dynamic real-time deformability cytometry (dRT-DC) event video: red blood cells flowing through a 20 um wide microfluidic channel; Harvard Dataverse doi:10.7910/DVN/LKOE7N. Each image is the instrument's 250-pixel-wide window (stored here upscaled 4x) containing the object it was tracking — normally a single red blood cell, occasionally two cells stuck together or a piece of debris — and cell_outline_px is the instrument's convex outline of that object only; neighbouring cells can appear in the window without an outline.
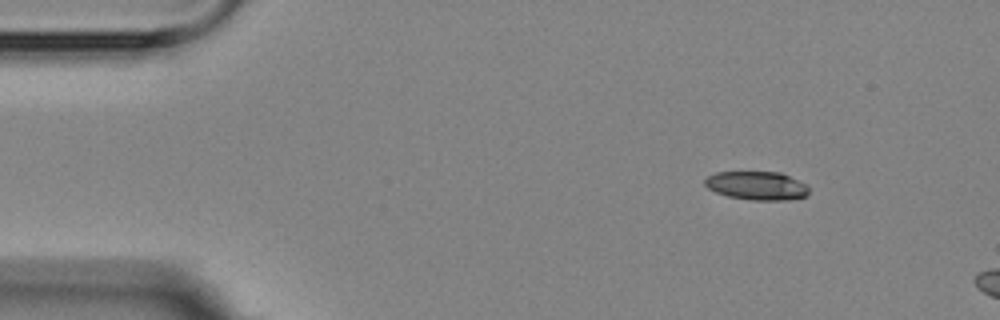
{"species": "Egyptian fruit bat (a non-hibernating species)", "species_latin": "Rousettus aegyptiacus", "temperature_condition": "room temperature", "stored_images_in_passage": 4, "camera_frame_rate_fps": 3000, "um_per_image_px": 0.085, "animal": {"sex": "female"}, "frame": {"image": 1, "passage_image": 4, "time_ms": 6.0, "image_size_px": [1000, 320], "cell_outline_px": [[808, 196], [788, 200], [752, 200], [728, 196], [716, 192], [708, 188], [704, 184], [704, 180], [708, 176], [716, 172], [780, 172], [808, 184]], "centroid_in_image_um": [64.36, 15.78], "position_along_channel_um": 20.6, "area_um2": 17.4}}